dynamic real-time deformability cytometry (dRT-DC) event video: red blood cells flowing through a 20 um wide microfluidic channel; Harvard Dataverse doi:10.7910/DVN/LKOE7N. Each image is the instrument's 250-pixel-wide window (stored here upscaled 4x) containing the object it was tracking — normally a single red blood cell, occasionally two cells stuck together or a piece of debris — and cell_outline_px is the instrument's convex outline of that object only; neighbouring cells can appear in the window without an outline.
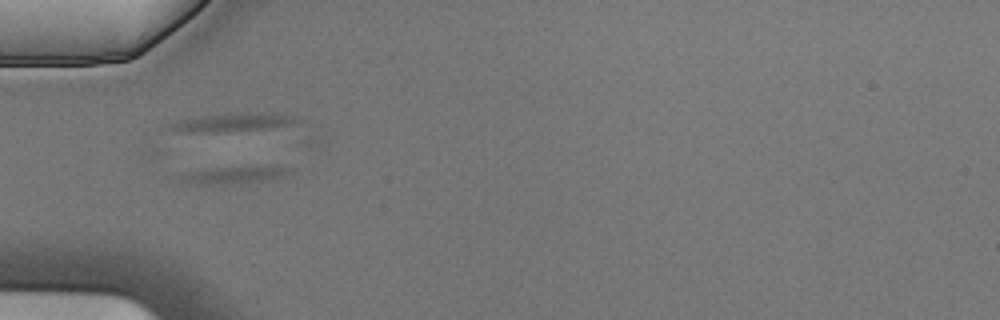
{"species": "Egyptian fruit bat (a non-hibernating species)", "species_latin": "Rousettus aegyptiacus", "temperature_condition": "cold", "stored_images_in_passage": 8, "camera_frame_rate_fps": 3000, "um_per_image_px": 0.085, "animal": {"sex": "male"}, "frame": {"image": 1, "passage_image": 5, "time_ms": 1.333, "image_size_px": [1000, 320], "cell_outline_px": [[296, 168], [292, 172], [284, 176], [268, 180], [244, 184], [188, 184], [180, 180], [176, 176], [188, 172], [216, 168], [268, 164]], "centroid_in_image_um": [20.04, 14.85], "position_along_channel_um": 65.0, "area_um2": 11.79}}